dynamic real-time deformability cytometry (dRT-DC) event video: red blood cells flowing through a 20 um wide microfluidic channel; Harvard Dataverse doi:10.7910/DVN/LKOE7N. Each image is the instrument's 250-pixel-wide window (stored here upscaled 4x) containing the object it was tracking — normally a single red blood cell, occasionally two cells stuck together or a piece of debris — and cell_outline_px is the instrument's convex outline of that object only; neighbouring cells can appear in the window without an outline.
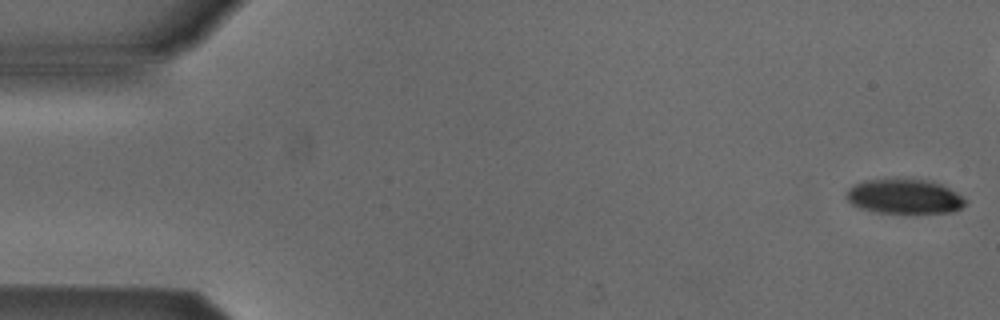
{"species": "Egyptian fruit bat (a non-hibernating species)", "species_latin": "Rousettus aegyptiacus", "temperature_condition": "cold", "stored_images_in_passage": 47, "camera_frame_rate_fps": 3000, "um_per_image_px": 0.085, "animal": {"sex": "male"}, "frame": {"image": 1, "passage_image": 1, "time_ms": 0.0, "image_size_px": [1000, 320], "cell_outline_px": [[964, 204], [960, 208], [952, 212], [876, 212], [860, 208], [852, 204], [848, 200], [848, 188], [864, 180], [896, 176], [908, 176], [932, 180], [956, 192], [964, 200]], "centroid_in_image_um": [76.84, 16.63], "position_along_channel_um": 8.2, "area_um2": 24.39}}
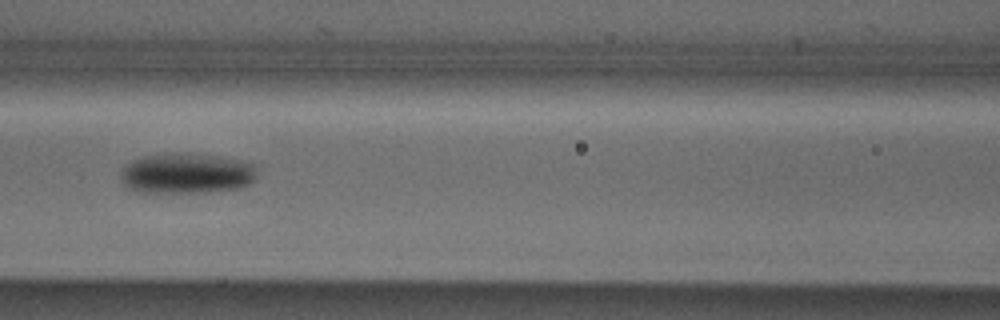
{"frame": {"image": 2, "passage_image": 23, "time_ms": 7.333, "image_size_px": [1000, 320], "cell_outline_px": [[256, 180], [244, 188], [208, 192], [140, 192], [128, 188], [124, 184], [124, 168], [132, 160], [140, 156], [172, 152], [188, 152], [220, 156], [240, 160], [256, 164]], "centroid_in_image_um": [15.95, 14.72], "position_along_channel_um": 150.6, "area_um2": 32.6}}
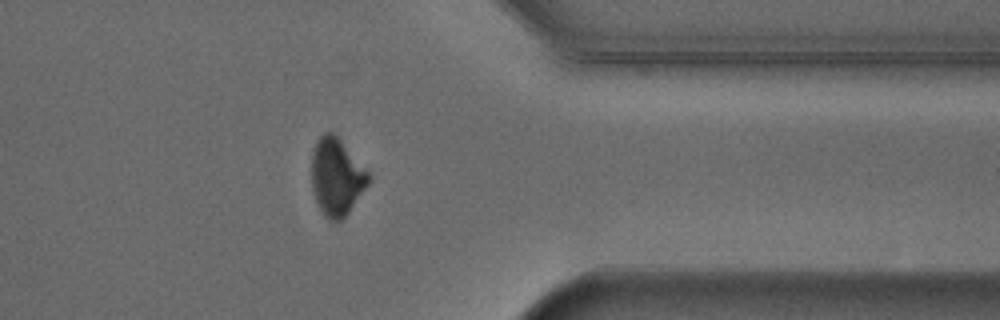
{"frame": {"image": 3, "passage_image": 42, "time_ms": 13.667, "image_size_px": [1000, 320], "cell_outline_px": [[372, 176], [368, 184], [348, 212], [340, 220], [328, 220], [320, 212], [312, 192], [312, 148], [316, 140], [324, 132], [332, 132], [340, 140]], "centroid_in_image_um": [28.57, 15.04], "position_along_channel_um": 382.8, "area_um2": 25.49}, "authors_computed_cell_mechanics": {"area_um2": 28.322, "velocity_mm_per_s": 3.8684, "shape_relaxation_time_tau1_ms": 4.7172, "shape_relaxation_time_tau2_ms": null, "deformation_change_tau1": 0.1281, "deformation_change_tau2": null}}